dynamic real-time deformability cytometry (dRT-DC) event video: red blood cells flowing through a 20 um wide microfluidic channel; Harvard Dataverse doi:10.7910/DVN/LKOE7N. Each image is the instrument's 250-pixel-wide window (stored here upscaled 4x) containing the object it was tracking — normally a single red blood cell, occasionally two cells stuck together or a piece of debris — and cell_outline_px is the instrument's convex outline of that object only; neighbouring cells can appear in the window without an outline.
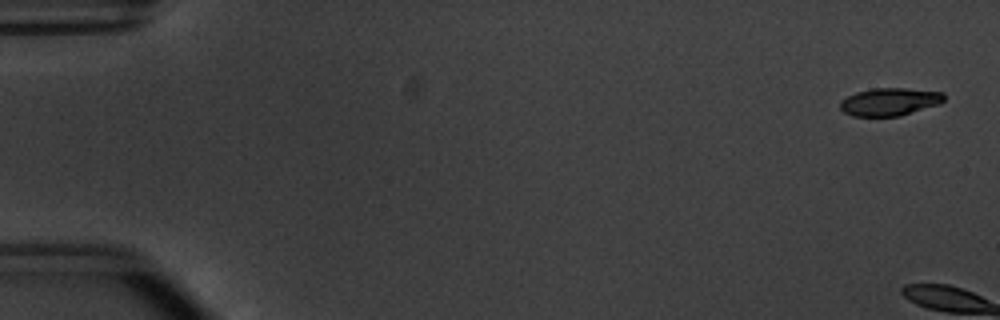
{"species": "common noctule bat (a hibernating species)", "species_latin": "Nyctalus noctula", "temperature_condition": "warm", "stored_images_in_passage": 9, "camera_frame_rate_fps": 3000, "um_per_image_px": 0.085, "animal": {"sex": "male", "body_mass_g": 20.1, "forearm_length_mm": 53.5}, "frame": {"image": 1, "passage_image": 2, "time_ms": 0.333, "image_size_px": [1000, 320], "cell_outline_px": [[944, 100], [940, 104], [900, 116], [852, 116], [844, 112], [840, 108], [840, 100], [856, 92], [872, 88], [904, 88], [944, 92]], "centroid_in_image_um": [75.62, 8.65], "position_along_channel_um": 9.4, "area_um2": 16.88}}